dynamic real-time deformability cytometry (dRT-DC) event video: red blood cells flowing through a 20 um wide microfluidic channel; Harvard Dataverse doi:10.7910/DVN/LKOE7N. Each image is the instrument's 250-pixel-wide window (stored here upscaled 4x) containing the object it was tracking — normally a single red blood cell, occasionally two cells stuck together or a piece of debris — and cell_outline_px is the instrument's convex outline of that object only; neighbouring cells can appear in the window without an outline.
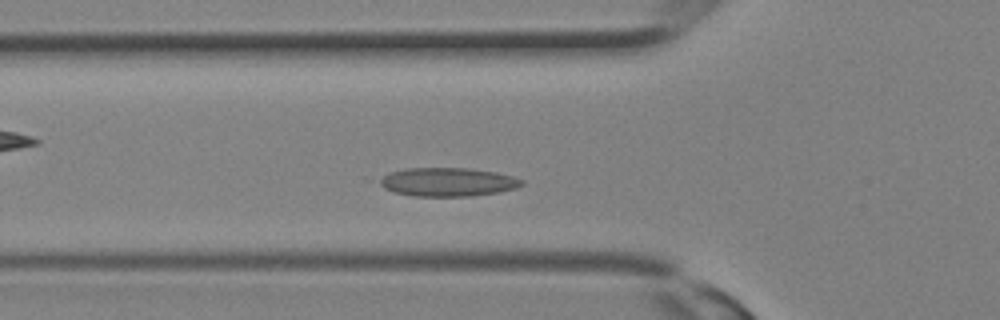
{"species": "Egyptian fruit bat (a non-hibernating species)", "species_latin": "Rousettus aegyptiacus", "temperature_condition": "room temperature", "stored_images_in_passage": 24, "camera_frame_rate_fps": 3000, "um_per_image_px": 0.085, "animal": {"sex": "female"}, "frame": {"image": 1, "passage_image": 5, "time_ms": 1.333, "image_size_px": [1000, 320], "cell_outline_px": [[524, 184], [516, 188], [500, 192], [472, 196], [412, 196], [392, 192], [376, 184], [376, 180], [392, 172], [408, 168], [468, 168], [496, 172], [512, 176], [524, 180]], "centroid_in_image_um": [38.04, 15.48], "position_along_channel_um": 87.8, "area_um2": 23.93}}
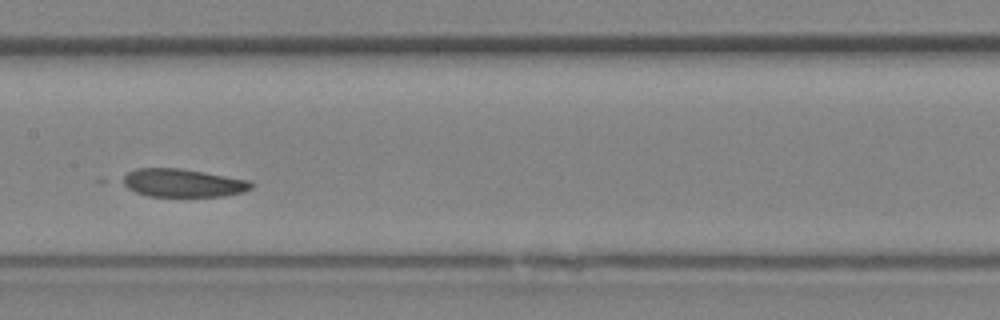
{"frame": {"image": 2, "passage_image": 10, "time_ms": 3.0, "image_size_px": [1000, 320], "cell_outline_px": [[252, 188], [244, 192], [224, 196], [148, 196], [136, 192], [128, 188], [116, 180], [128, 172], [136, 168], [180, 168], [252, 180]], "centroid_in_image_um": [15.5, 15.54], "position_along_channel_um": 191.9, "area_um2": 21.39}}
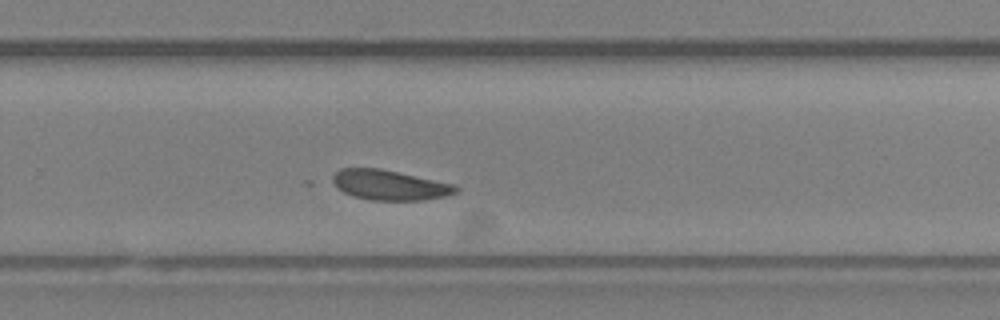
{"frame": {"image": 3, "passage_image": 15, "time_ms": 4.667, "image_size_px": [1000, 320], "cell_outline_px": [[460, 188], [456, 192], [448, 196], [424, 200], [372, 200], [352, 196], [336, 188], [332, 180], [332, 176], [340, 168], [380, 168], [452, 184]], "centroid_in_image_um": [33.08, 15.73], "position_along_channel_um": 296.7, "area_um2": 21.5}}